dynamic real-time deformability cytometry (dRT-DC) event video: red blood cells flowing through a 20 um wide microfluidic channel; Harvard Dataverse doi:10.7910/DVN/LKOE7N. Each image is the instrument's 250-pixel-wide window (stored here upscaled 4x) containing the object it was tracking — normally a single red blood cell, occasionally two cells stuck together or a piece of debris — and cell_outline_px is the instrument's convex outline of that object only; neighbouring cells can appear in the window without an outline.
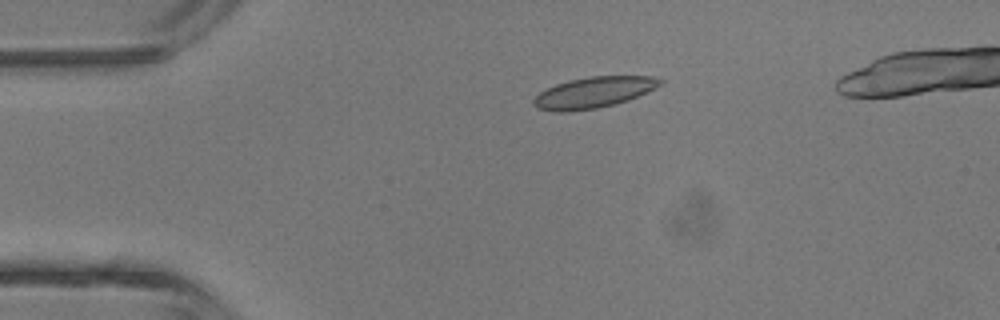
{"species": "common noctule bat (a hibernating species)", "species_latin": "Nyctalus noctula", "temperature_condition": "room temperature", "stored_images_in_passage": 5, "camera_frame_rate_fps": 3000, "um_per_image_px": 0.085, "animal": {"sex": "male", "body_mass_g": 13.3}, "frame": {"image": 1, "passage_image": 3, "time_ms": 2.333, "image_size_px": [1000, 320], "cell_outline_px": [[664, 80], [660, 84], [628, 100], [616, 104], [596, 108], [568, 112], [556, 112], [536, 108], [532, 100], [540, 92], [556, 84], [568, 80], [592, 76], [652, 76]], "centroid_in_image_um": [50.4, 7.86], "position_along_channel_um": 34.6, "area_um2": 22.6}}